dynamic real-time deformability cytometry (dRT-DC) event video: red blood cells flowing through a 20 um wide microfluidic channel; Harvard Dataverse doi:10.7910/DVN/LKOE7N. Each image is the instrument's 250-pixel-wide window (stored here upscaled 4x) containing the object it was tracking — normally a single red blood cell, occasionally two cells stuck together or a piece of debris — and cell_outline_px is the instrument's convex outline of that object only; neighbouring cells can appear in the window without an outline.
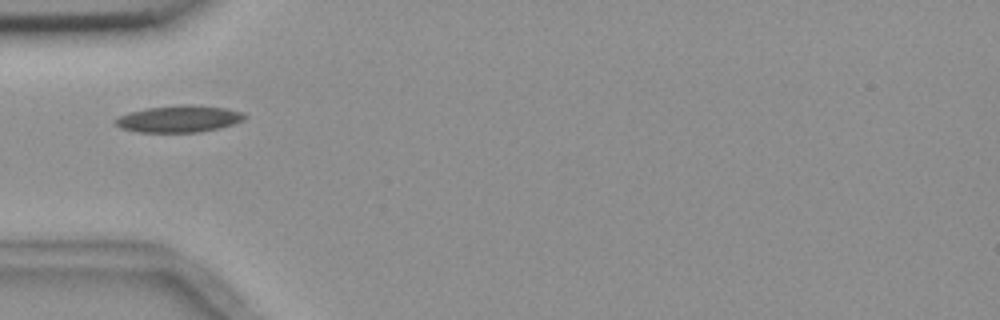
{"species": "common noctule bat (a hibernating species)", "species_latin": "Nyctalus noctula", "temperature_condition": "room temperature", "stored_images_in_passage": 6, "camera_frame_rate_fps": 3000, "um_per_image_px": 0.085, "animal": {"sex": "female", "body_mass_g": 18.4}, "frame": {"image": 1, "passage_image": 1, "time_ms": 0.0, "image_size_px": [1000, 320], "cell_outline_px": [[248, 116], [244, 120], [220, 128], [200, 132], [136, 132], [120, 128], [112, 120], [128, 112], [148, 108], [180, 104], [192, 104], [228, 108], [244, 112]], "centroid_in_image_um": [15.24, 10.09], "position_along_channel_um": 69.8, "area_um2": 20.52}}
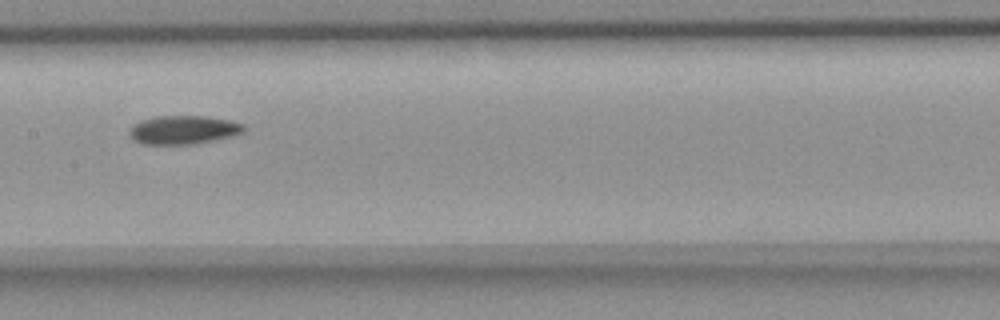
{"frame": {"image": 2, "passage_image": 4, "time_ms": 3.333, "image_size_px": [1000, 320], "cell_outline_px": [[244, 132], [232, 136], [216, 140], [192, 144], [140, 144], [132, 140], [128, 132], [140, 120], [156, 116], [204, 116], [228, 120], [244, 124]], "centroid_in_image_um": [15.58, 11.04], "position_along_channel_um": 191.8, "area_um2": 19.07}}
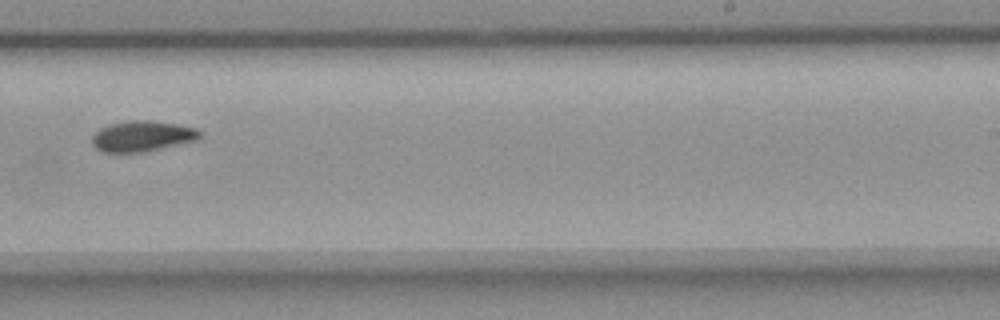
{"frame": {"image": 3, "passage_image": 6, "time_ms": 5.667, "image_size_px": [1000, 320], "cell_outline_px": [[200, 136], [196, 140], [140, 152], [104, 152], [96, 148], [92, 144], [92, 136], [100, 128], [108, 124], [132, 120], [148, 120], [176, 124], [196, 128], [200, 132]], "centroid_in_image_um": [12.04, 11.56], "position_along_channel_um": 277.0, "area_um2": 18.9}}